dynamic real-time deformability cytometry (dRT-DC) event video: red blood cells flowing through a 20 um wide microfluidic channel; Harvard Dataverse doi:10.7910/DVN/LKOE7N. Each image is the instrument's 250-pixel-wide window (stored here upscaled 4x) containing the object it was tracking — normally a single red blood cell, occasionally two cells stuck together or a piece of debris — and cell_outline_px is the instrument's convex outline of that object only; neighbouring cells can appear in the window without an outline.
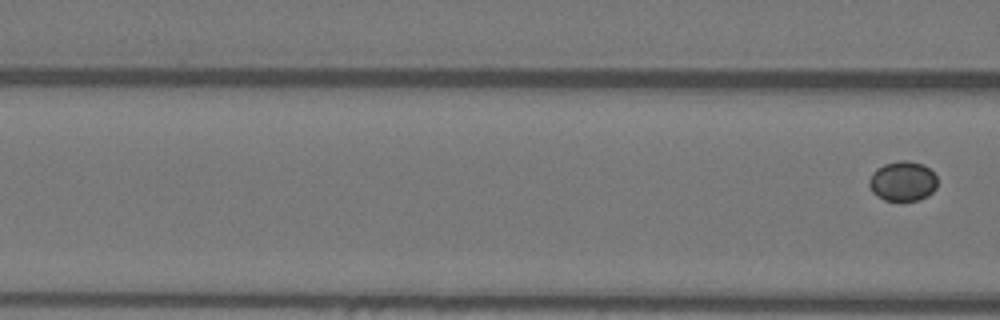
{"species": "Egyptian fruit bat (a non-hibernating species)", "species_latin": "Rousettus aegyptiacus", "temperature_condition": "warm", "stored_images_in_passage": 7, "segment_of_instrument_passage": [2, 2], "camera_frame_rate_fps": 3000, "um_per_image_px": 0.085, "animal": {"sex": "female"}, "frame": {"image": 1, "passage_image": 7, "time_ms": 2.0, "image_size_px": [1000, 320], "cell_outline_px": [[936, 188], [928, 196], [920, 200], [884, 200], [876, 196], [872, 192], [868, 184], [868, 180], [872, 172], [876, 168], [884, 164], [900, 160], [908, 160], [924, 164], [936, 176]], "centroid_in_image_um": [76.7, 15.39], "position_along_channel_um": 89.9, "area_um2": 16.01}}